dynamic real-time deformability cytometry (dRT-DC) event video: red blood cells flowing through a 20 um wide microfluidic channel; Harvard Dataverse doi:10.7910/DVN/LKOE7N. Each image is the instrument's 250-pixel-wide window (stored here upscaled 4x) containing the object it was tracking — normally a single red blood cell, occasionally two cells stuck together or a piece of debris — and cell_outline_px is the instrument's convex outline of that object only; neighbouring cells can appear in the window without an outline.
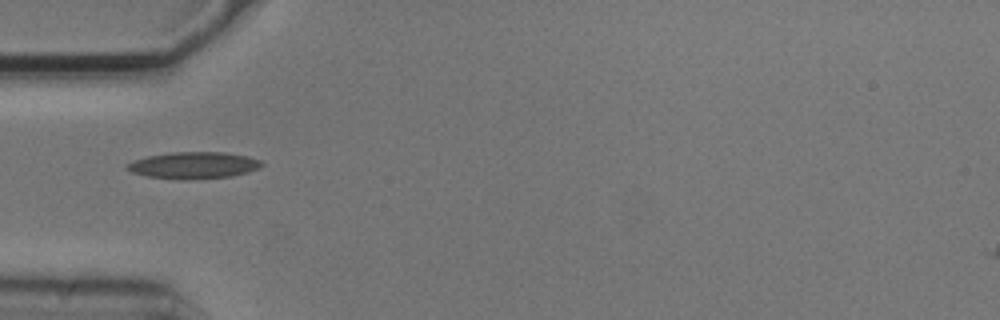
{"species": "common noctule bat (a hibernating species)", "species_latin": "Nyctalus noctula", "temperature_condition": "cold", "stored_images_in_passage": 9, "camera_frame_rate_fps": 3000, "um_per_image_px": 0.085, "animal": {"sex": "male", "body_mass_g": 20.5, "forearm_length_mm": 52.5}, "frame": {"image": 1, "passage_image": 4, "time_ms": 1.0, "image_size_px": [1000, 320], "cell_outline_px": [[264, 164], [260, 168], [248, 172], [232, 176], [188, 180], [184, 180], [148, 176], [132, 172], [124, 168], [128, 164], [136, 160], [148, 156], [172, 152], [224, 152], [248, 156], [260, 160]], "centroid_in_image_um": [16.51, 14.05], "position_along_channel_um": 68.5, "area_um2": 20.92}}
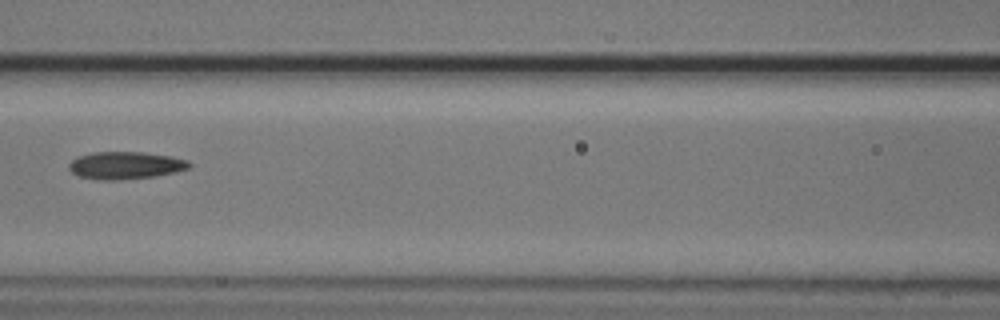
{"frame": {"image": 2, "passage_image": 6, "time_ms": 1.667, "image_size_px": [1000, 320], "cell_outline_px": [[192, 168], [176, 172], [156, 176], [116, 180], [100, 180], [80, 176], [72, 172], [68, 168], [68, 164], [76, 156], [92, 152], [140, 152], [172, 156], [188, 160], [192, 164]], "centroid_in_image_um": [10.69, 14.05], "position_along_channel_um": 155.9, "area_um2": 19.42}}
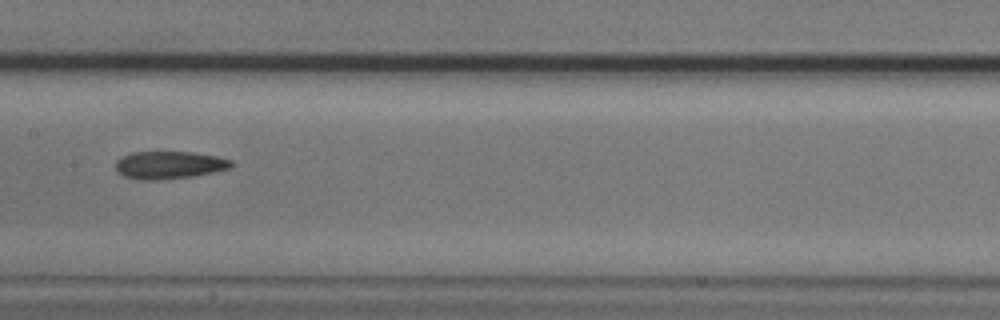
{"frame": {"image": 3, "passage_image": 7, "time_ms": 2.0, "image_size_px": [1000, 320], "cell_outline_px": [[232, 168], [192, 176], [156, 180], [140, 180], [124, 176], [116, 168], [116, 160], [132, 152], [192, 152], [216, 156], [232, 160]], "centroid_in_image_um": [14.39, 14.02], "position_along_channel_um": 193.0, "area_um2": 18.44}}